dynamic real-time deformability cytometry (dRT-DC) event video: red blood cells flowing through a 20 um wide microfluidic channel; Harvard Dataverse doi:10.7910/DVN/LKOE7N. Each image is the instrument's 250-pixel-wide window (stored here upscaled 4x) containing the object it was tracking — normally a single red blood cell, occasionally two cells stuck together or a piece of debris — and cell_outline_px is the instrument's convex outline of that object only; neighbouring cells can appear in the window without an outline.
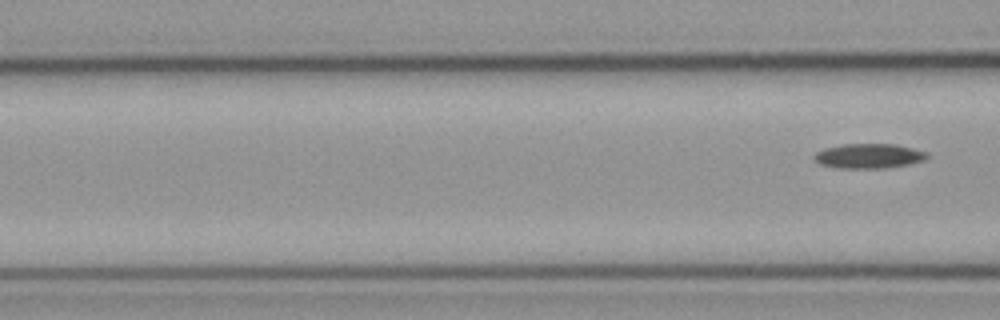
{"species": "common noctule bat (a hibernating species)", "species_latin": "Nyctalus noctula", "temperature_condition": "cold", "stored_images_in_passage": 4, "segment_of_instrument_passage": [2, 2], "camera_frame_rate_fps": 3000, "um_per_image_px": 0.085, "animal": {"sex": "male", "body_mass_g": 23.1, "forearm_length_mm": 52.7}, "frame": {"image": 1, "passage_image": 4, "time_ms": 1.0, "image_size_px": [1000, 320], "cell_outline_px": [[928, 156], [924, 160], [908, 164], [884, 168], [836, 168], [820, 164], [812, 156], [816, 152], [824, 148], [844, 144], [892, 144], [912, 148], [928, 152]], "centroid_in_image_um": [73.82, 13.26], "position_along_channel_um": 92.8, "area_um2": 16.18}}